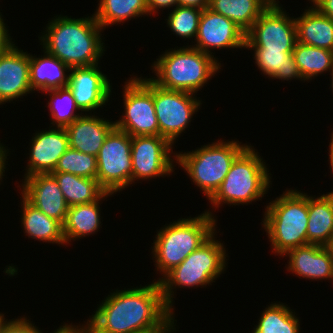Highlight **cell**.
Wrapping results in <instances>:
<instances>
[{
  "label": "cell",
  "instance_id": "1",
  "mask_svg": "<svg viewBox=\"0 0 333 333\" xmlns=\"http://www.w3.org/2000/svg\"><path fill=\"white\" fill-rule=\"evenodd\" d=\"M92 318L72 325L76 333H151L176 330L174 312L166 305L158 280L147 286L110 293Z\"/></svg>",
  "mask_w": 333,
  "mask_h": 333
},
{
  "label": "cell",
  "instance_id": "2",
  "mask_svg": "<svg viewBox=\"0 0 333 333\" xmlns=\"http://www.w3.org/2000/svg\"><path fill=\"white\" fill-rule=\"evenodd\" d=\"M53 19L48 21L47 30L39 37L44 51L70 68L99 64L105 46L101 38L103 28L94 14L77 19L59 15Z\"/></svg>",
  "mask_w": 333,
  "mask_h": 333
},
{
  "label": "cell",
  "instance_id": "3",
  "mask_svg": "<svg viewBox=\"0 0 333 333\" xmlns=\"http://www.w3.org/2000/svg\"><path fill=\"white\" fill-rule=\"evenodd\" d=\"M151 67L157 79L150 80L157 86L195 94L219 72L221 63L189 45L167 50Z\"/></svg>",
  "mask_w": 333,
  "mask_h": 333
},
{
  "label": "cell",
  "instance_id": "4",
  "mask_svg": "<svg viewBox=\"0 0 333 333\" xmlns=\"http://www.w3.org/2000/svg\"><path fill=\"white\" fill-rule=\"evenodd\" d=\"M308 196L286 190L266 206L262 225L277 256L307 244Z\"/></svg>",
  "mask_w": 333,
  "mask_h": 333
},
{
  "label": "cell",
  "instance_id": "5",
  "mask_svg": "<svg viewBox=\"0 0 333 333\" xmlns=\"http://www.w3.org/2000/svg\"><path fill=\"white\" fill-rule=\"evenodd\" d=\"M210 210L194 218L170 222L157 232L152 247L156 269L164 276L193 251L197 250L215 231L216 220Z\"/></svg>",
  "mask_w": 333,
  "mask_h": 333
},
{
  "label": "cell",
  "instance_id": "6",
  "mask_svg": "<svg viewBox=\"0 0 333 333\" xmlns=\"http://www.w3.org/2000/svg\"><path fill=\"white\" fill-rule=\"evenodd\" d=\"M215 231L201 246L191 252L181 264L172 268L158 282L166 305L174 311L176 286L190 288L211 285L224 273L227 259L223 243L215 239Z\"/></svg>",
  "mask_w": 333,
  "mask_h": 333
},
{
  "label": "cell",
  "instance_id": "7",
  "mask_svg": "<svg viewBox=\"0 0 333 333\" xmlns=\"http://www.w3.org/2000/svg\"><path fill=\"white\" fill-rule=\"evenodd\" d=\"M265 164L255 148L248 145L233 161L220 188L209 199L213 208L223 203L236 206L262 199L271 184Z\"/></svg>",
  "mask_w": 333,
  "mask_h": 333
},
{
  "label": "cell",
  "instance_id": "8",
  "mask_svg": "<svg viewBox=\"0 0 333 333\" xmlns=\"http://www.w3.org/2000/svg\"><path fill=\"white\" fill-rule=\"evenodd\" d=\"M247 146L238 140H217L187 153H173L174 162L187 172L209 200L220 188L233 161Z\"/></svg>",
  "mask_w": 333,
  "mask_h": 333
},
{
  "label": "cell",
  "instance_id": "9",
  "mask_svg": "<svg viewBox=\"0 0 333 333\" xmlns=\"http://www.w3.org/2000/svg\"><path fill=\"white\" fill-rule=\"evenodd\" d=\"M124 113L114 122L115 128L133 136H158L159 126L153 102L150 78L131 77L123 90Z\"/></svg>",
  "mask_w": 333,
  "mask_h": 333
},
{
  "label": "cell",
  "instance_id": "10",
  "mask_svg": "<svg viewBox=\"0 0 333 333\" xmlns=\"http://www.w3.org/2000/svg\"><path fill=\"white\" fill-rule=\"evenodd\" d=\"M96 160L97 180L106 192L116 194L133 184L131 136L128 133L114 128L106 137Z\"/></svg>",
  "mask_w": 333,
  "mask_h": 333
},
{
  "label": "cell",
  "instance_id": "11",
  "mask_svg": "<svg viewBox=\"0 0 333 333\" xmlns=\"http://www.w3.org/2000/svg\"><path fill=\"white\" fill-rule=\"evenodd\" d=\"M273 0L245 34V47H261L265 51H293L297 43L294 17Z\"/></svg>",
  "mask_w": 333,
  "mask_h": 333
},
{
  "label": "cell",
  "instance_id": "12",
  "mask_svg": "<svg viewBox=\"0 0 333 333\" xmlns=\"http://www.w3.org/2000/svg\"><path fill=\"white\" fill-rule=\"evenodd\" d=\"M185 91L166 90L153 83V102L159 126V136L172 145L191 122L201 101Z\"/></svg>",
  "mask_w": 333,
  "mask_h": 333
},
{
  "label": "cell",
  "instance_id": "13",
  "mask_svg": "<svg viewBox=\"0 0 333 333\" xmlns=\"http://www.w3.org/2000/svg\"><path fill=\"white\" fill-rule=\"evenodd\" d=\"M172 144L161 136L131 137L132 182L170 175L174 172ZM171 157H174L171 159Z\"/></svg>",
  "mask_w": 333,
  "mask_h": 333
},
{
  "label": "cell",
  "instance_id": "14",
  "mask_svg": "<svg viewBox=\"0 0 333 333\" xmlns=\"http://www.w3.org/2000/svg\"><path fill=\"white\" fill-rule=\"evenodd\" d=\"M245 34L232 20L206 8L199 19L196 44L191 47L214 57L211 49L245 48Z\"/></svg>",
  "mask_w": 333,
  "mask_h": 333
},
{
  "label": "cell",
  "instance_id": "15",
  "mask_svg": "<svg viewBox=\"0 0 333 333\" xmlns=\"http://www.w3.org/2000/svg\"><path fill=\"white\" fill-rule=\"evenodd\" d=\"M69 74L67 86L81 113L99 109L108 103L112 88L109 79L100 71L98 64L89 67H73Z\"/></svg>",
  "mask_w": 333,
  "mask_h": 333
},
{
  "label": "cell",
  "instance_id": "16",
  "mask_svg": "<svg viewBox=\"0 0 333 333\" xmlns=\"http://www.w3.org/2000/svg\"><path fill=\"white\" fill-rule=\"evenodd\" d=\"M21 195L32 205L64 224L69 206L51 173H37L24 179Z\"/></svg>",
  "mask_w": 333,
  "mask_h": 333
},
{
  "label": "cell",
  "instance_id": "17",
  "mask_svg": "<svg viewBox=\"0 0 333 333\" xmlns=\"http://www.w3.org/2000/svg\"><path fill=\"white\" fill-rule=\"evenodd\" d=\"M29 70L30 53L15 44L0 54V105L32 93Z\"/></svg>",
  "mask_w": 333,
  "mask_h": 333
},
{
  "label": "cell",
  "instance_id": "18",
  "mask_svg": "<svg viewBox=\"0 0 333 333\" xmlns=\"http://www.w3.org/2000/svg\"><path fill=\"white\" fill-rule=\"evenodd\" d=\"M34 134L24 178L37 173L53 172L59 158L69 149V139L65 128L53 127Z\"/></svg>",
  "mask_w": 333,
  "mask_h": 333
},
{
  "label": "cell",
  "instance_id": "19",
  "mask_svg": "<svg viewBox=\"0 0 333 333\" xmlns=\"http://www.w3.org/2000/svg\"><path fill=\"white\" fill-rule=\"evenodd\" d=\"M287 255L288 271L299 278L333 280L332 257L326 246L309 243L287 251L282 257Z\"/></svg>",
  "mask_w": 333,
  "mask_h": 333
},
{
  "label": "cell",
  "instance_id": "20",
  "mask_svg": "<svg viewBox=\"0 0 333 333\" xmlns=\"http://www.w3.org/2000/svg\"><path fill=\"white\" fill-rule=\"evenodd\" d=\"M114 128L113 121L104 120L95 114L87 115L85 113L65 128L68 134L69 148L97 156L106 137Z\"/></svg>",
  "mask_w": 333,
  "mask_h": 333
},
{
  "label": "cell",
  "instance_id": "21",
  "mask_svg": "<svg viewBox=\"0 0 333 333\" xmlns=\"http://www.w3.org/2000/svg\"><path fill=\"white\" fill-rule=\"evenodd\" d=\"M45 53L43 57L30 55V86L32 91L44 92L66 87L69 84L70 67L55 56ZM68 70V71H67Z\"/></svg>",
  "mask_w": 333,
  "mask_h": 333
},
{
  "label": "cell",
  "instance_id": "22",
  "mask_svg": "<svg viewBox=\"0 0 333 333\" xmlns=\"http://www.w3.org/2000/svg\"><path fill=\"white\" fill-rule=\"evenodd\" d=\"M333 239V193L308 197L307 244L327 246Z\"/></svg>",
  "mask_w": 333,
  "mask_h": 333
},
{
  "label": "cell",
  "instance_id": "23",
  "mask_svg": "<svg viewBox=\"0 0 333 333\" xmlns=\"http://www.w3.org/2000/svg\"><path fill=\"white\" fill-rule=\"evenodd\" d=\"M114 194L105 192L97 201L86 204H78L68 208L66 220L63 224V236L65 243L78 240L94 234L101 227L99 201Z\"/></svg>",
  "mask_w": 333,
  "mask_h": 333
},
{
  "label": "cell",
  "instance_id": "24",
  "mask_svg": "<svg viewBox=\"0 0 333 333\" xmlns=\"http://www.w3.org/2000/svg\"><path fill=\"white\" fill-rule=\"evenodd\" d=\"M297 42L333 51V20L320 14L313 6L294 18Z\"/></svg>",
  "mask_w": 333,
  "mask_h": 333
},
{
  "label": "cell",
  "instance_id": "25",
  "mask_svg": "<svg viewBox=\"0 0 333 333\" xmlns=\"http://www.w3.org/2000/svg\"><path fill=\"white\" fill-rule=\"evenodd\" d=\"M21 210L24 233L30 238L52 244H66L63 236V225L54 218L48 217L23 196Z\"/></svg>",
  "mask_w": 333,
  "mask_h": 333
},
{
  "label": "cell",
  "instance_id": "26",
  "mask_svg": "<svg viewBox=\"0 0 333 333\" xmlns=\"http://www.w3.org/2000/svg\"><path fill=\"white\" fill-rule=\"evenodd\" d=\"M273 0H209V9L232 20L245 33Z\"/></svg>",
  "mask_w": 333,
  "mask_h": 333
},
{
  "label": "cell",
  "instance_id": "27",
  "mask_svg": "<svg viewBox=\"0 0 333 333\" xmlns=\"http://www.w3.org/2000/svg\"><path fill=\"white\" fill-rule=\"evenodd\" d=\"M254 51L256 66L269 78L303 81L292 54L293 51H265L261 47H245Z\"/></svg>",
  "mask_w": 333,
  "mask_h": 333
},
{
  "label": "cell",
  "instance_id": "28",
  "mask_svg": "<svg viewBox=\"0 0 333 333\" xmlns=\"http://www.w3.org/2000/svg\"><path fill=\"white\" fill-rule=\"evenodd\" d=\"M64 195L67 205L74 206L97 201L106 191L97 179L80 177L70 173H51Z\"/></svg>",
  "mask_w": 333,
  "mask_h": 333
},
{
  "label": "cell",
  "instance_id": "29",
  "mask_svg": "<svg viewBox=\"0 0 333 333\" xmlns=\"http://www.w3.org/2000/svg\"><path fill=\"white\" fill-rule=\"evenodd\" d=\"M143 15H151L146 0H100L94 14L104 30L109 25L121 24Z\"/></svg>",
  "mask_w": 333,
  "mask_h": 333
},
{
  "label": "cell",
  "instance_id": "30",
  "mask_svg": "<svg viewBox=\"0 0 333 333\" xmlns=\"http://www.w3.org/2000/svg\"><path fill=\"white\" fill-rule=\"evenodd\" d=\"M304 81L312 80L333 67V51L297 42L292 52Z\"/></svg>",
  "mask_w": 333,
  "mask_h": 333
},
{
  "label": "cell",
  "instance_id": "31",
  "mask_svg": "<svg viewBox=\"0 0 333 333\" xmlns=\"http://www.w3.org/2000/svg\"><path fill=\"white\" fill-rule=\"evenodd\" d=\"M287 306L276 301L266 307L252 333H299V319Z\"/></svg>",
  "mask_w": 333,
  "mask_h": 333
},
{
  "label": "cell",
  "instance_id": "32",
  "mask_svg": "<svg viewBox=\"0 0 333 333\" xmlns=\"http://www.w3.org/2000/svg\"><path fill=\"white\" fill-rule=\"evenodd\" d=\"M50 96V102H48V107H50V118L52 119V127L66 128L78 117L84 113H77L75 111H81L73 97V94L68 86L61 87L54 90L45 91ZM76 113V114H75Z\"/></svg>",
  "mask_w": 333,
  "mask_h": 333
},
{
  "label": "cell",
  "instance_id": "33",
  "mask_svg": "<svg viewBox=\"0 0 333 333\" xmlns=\"http://www.w3.org/2000/svg\"><path fill=\"white\" fill-rule=\"evenodd\" d=\"M51 173H70L80 177L97 179L96 156L69 148Z\"/></svg>",
  "mask_w": 333,
  "mask_h": 333
},
{
  "label": "cell",
  "instance_id": "34",
  "mask_svg": "<svg viewBox=\"0 0 333 333\" xmlns=\"http://www.w3.org/2000/svg\"><path fill=\"white\" fill-rule=\"evenodd\" d=\"M202 11L193 7L175 6L166 19L171 32L182 39L188 40L195 37V40Z\"/></svg>",
  "mask_w": 333,
  "mask_h": 333
},
{
  "label": "cell",
  "instance_id": "35",
  "mask_svg": "<svg viewBox=\"0 0 333 333\" xmlns=\"http://www.w3.org/2000/svg\"><path fill=\"white\" fill-rule=\"evenodd\" d=\"M71 324H63L58 329H56L52 333H65ZM2 333H42L38 327L34 326L32 322L27 320L26 317L11 319L8 323L4 326Z\"/></svg>",
  "mask_w": 333,
  "mask_h": 333
},
{
  "label": "cell",
  "instance_id": "36",
  "mask_svg": "<svg viewBox=\"0 0 333 333\" xmlns=\"http://www.w3.org/2000/svg\"><path fill=\"white\" fill-rule=\"evenodd\" d=\"M5 24L6 23H4V19L2 18V14L0 12V54L5 53L14 45V42L8 33L9 30H7V26Z\"/></svg>",
  "mask_w": 333,
  "mask_h": 333
},
{
  "label": "cell",
  "instance_id": "37",
  "mask_svg": "<svg viewBox=\"0 0 333 333\" xmlns=\"http://www.w3.org/2000/svg\"><path fill=\"white\" fill-rule=\"evenodd\" d=\"M313 7L322 15L333 20V0H310Z\"/></svg>",
  "mask_w": 333,
  "mask_h": 333
},
{
  "label": "cell",
  "instance_id": "38",
  "mask_svg": "<svg viewBox=\"0 0 333 333\" xmlns=\"http://www.w3.org/2000/svg\"><path fill=\"white\" fill-rule=\"evenodd\" d=\"M151 15L157 13L159 9L176 6V0H146Z\"/></svg>",
  "mask_w": 333,
  "mask_h": 333
},
{
  "label": "cell",
  "instance_id": "39",
  "mask_svg": "<svg viewBox=\"0 0 333 333\" xmlns=\"http://www.w3.org/2000/svg\"><path fill=\"white\" fill-rule=\"evenodd\" d=\"M176 6L193 7L204 10L209 7V0H176Z\"/></svg>",
  "mask_w": 333,
  "mask_h": 333
},
{
  "label": "cell",
  "instance_id": "40",
  "mask_svg": "<svg viewBox=\"0 0 333 333\" xmlns=\"http://www.w3.org/2000/svg\"><path fill=\"white\" fill-rule=\"evenodd\" d=\"M8 149L4 147V145H0V181L2 182V177L5 176V169H6V160H7V154H8ZM1 184V183H0Z\"/></svg>",
  "mask_w": 333,
  "mask_h": 333
},
{
  "label": "cell",
  "instance_id": "41",
  "mask_svg": "<svg viewBox=\"0 0 333 333\" xmlns=\"http://www.w3.org/2000/svg\"><path fill=\"white\" fill-rule=\"evenodd\" d=\"M330 141L331 142L329 144V161H330L329 167L331 168V171L333 172V132H332ZM330 193H333V192L331 191Z\"/></svg>",
  "mask_w": 333,
  "mask_h": 333
},
{
  "label": "cell",
  "instance_id": "42",
  "mask_svg": "<svg viewBox=\"0 0 333 333\" xmlns=\"http://www.w3.org/2000/svg\"><path fill=\"white\" fill-rule=\"evenodd\" d=\"M5 317L4 314L0 313V333H2V330L4 328V326L8 323V321H5Z\"/></svg>",
  "mask_w": 333,
  "mask_h": 333
},
{
  "label": "cell",
  "instance_id": "43",
  "mask_svg": "<svg viewBox=\"0 0 333 333\" xmlns=\"http://www.w3.org/2000/svg\"><path fill=\"white\" fill-rule=\"evenodd\" d=\"M326 247L330 251V254H331V257H332V262H333V239L331 240V242Z\"/></svg>",
  "mask_w": 333,
  "mask_h": 333
},
{
  "label": "cell",
  "instance_id": "44",
  "mask_svg": "<svg viewBox=\"0 0 333 333\" xmlns=\"http://www.w3.org/2000/svg\"><path fill=\"white\" fill-rule=\"evenodd\" d=\"M174 332V330H161V331H156V332H151V333H171Z\"/></svg>",
  "mask_w": 333,
  "mask_h": 333
},
{
  "label": "cell",
  "instance_id": "45",
  "mask_svg": "<svg viewBox=\"0 0 333 333\" xmlns=\"http://www.w3.org/2000/svg\"><path fill=\"white\" fill-rule=\"evenodd\" d=\"M330 74H331V79L332 80H330L331 81V86H330V88L332 87V90H333V67H332V69L330 70ZM333 92V91H332Z\"/></svg>",
  "mask_w": 333,
  "mask_h": 333
},
{
  "label": "cell",
  "instance_id": "46",
  "mask_svg": "<svg viewBox=\"0 0 333 333\" xmlns=\"http://www.w3.org/2000/svg\"><path fill=\"white\" fill-rule=\"evenodd\" d=\"M65 333H76L71 327Z\"/></svg>",
  "mask_w": 333,
  "mask_h": 333
}]
</instances>
